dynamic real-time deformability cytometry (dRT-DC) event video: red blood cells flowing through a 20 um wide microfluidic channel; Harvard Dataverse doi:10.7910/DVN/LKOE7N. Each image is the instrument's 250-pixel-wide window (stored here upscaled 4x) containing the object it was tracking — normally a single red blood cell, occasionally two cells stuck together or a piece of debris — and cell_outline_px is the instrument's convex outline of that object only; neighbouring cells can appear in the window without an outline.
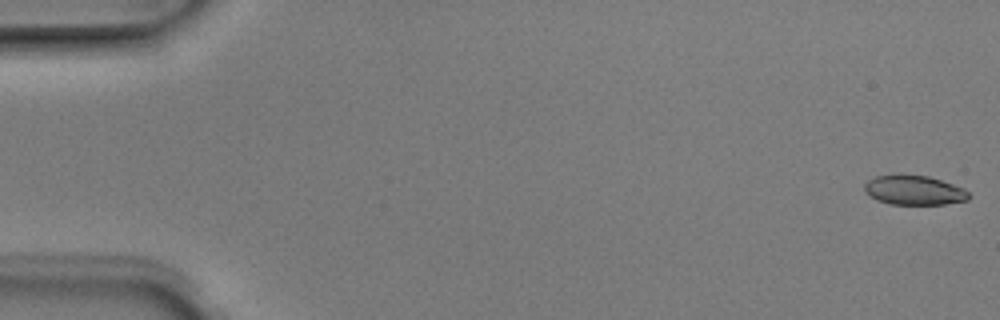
{"species": "Egyptian fruit bat (a non-hibernating species)", "species_latin": "Rousettus aegyptiacus", "temperature_condition": "room temperature", "stored_images_in_passage": 5, "camera_frame_rate_fps": 3000, "um_per_image_px": 0.085, "animal": {"sex": "male"}, "frame": {"image": 1, "passage_image": 1, "time_ms": 0.0, "image_size_px": [1000, 320], "cell_outline_px": [[972, 196], [968, 200], [944, 204], [892, 204], [876, 200], [864, 192], [864, 184], [868, 180], [876, 176], [928, 176], [964, 188]], "centroid_in_image_um": [77.71, 16.19], "position_along_channel_um": 7.3, "area_um2": 17.63}}
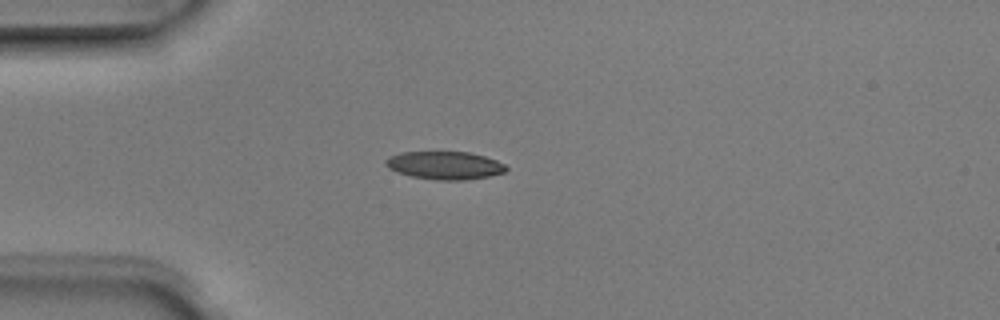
{"frame": {"image": 2, "passage_image": 4, "time_ms": 1.0, "image_size_px": [1000, 320], "cell_outline_px": [[508, 168], [504, 172], [488, 176], [464, 180], [436, 180], [412, 176], [396, 172], [388, 168], [384, 164], [384, 160], [400, 152], [468, 152], [484, 156], [496, 160], [504, 164]], "centroid_in_image_um": [37.78, 14.06], "position_along_channel_um": 47.2, "area_um2": 19.54}}